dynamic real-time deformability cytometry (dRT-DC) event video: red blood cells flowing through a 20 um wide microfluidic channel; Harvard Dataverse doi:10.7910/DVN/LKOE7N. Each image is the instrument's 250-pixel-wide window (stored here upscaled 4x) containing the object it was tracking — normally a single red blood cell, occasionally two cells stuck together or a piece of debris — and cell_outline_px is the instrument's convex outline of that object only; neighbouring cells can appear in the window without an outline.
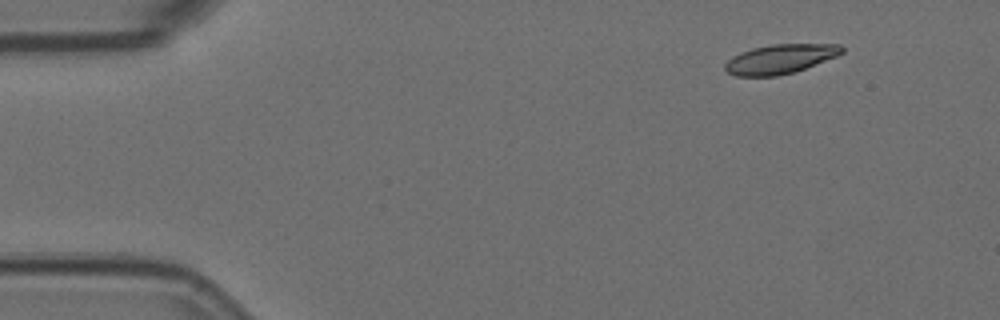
{"species": "Egyptian fruit bat (a non-hibernating species)", "species_latin": "Rousettus aegyptiacus", "temperature_condition": "room temperature", "stored_images_in_passage": 4, "camera_frame_rate_fps": 3000, "um_per_image_px": 0.085, "animal": {"sex": "female"}, "frame": {"image": 1, "passage_image": 2, "time_ms": 0.333, "image_size_px": [1000, 320], "cell_outline_px": [[844, 52], [836, 56], [796, 72], [776, 76], [736, 76], [728, 72], [724, 68], [724, 64], [732, 56], [740, 52], [752, 48], [772, 44], [840, 44], [844, 48]], "centroid_in_image_um": [66.31, 5.01], "position_along_channel_um": 18.7, "area_um2": 20.06}}